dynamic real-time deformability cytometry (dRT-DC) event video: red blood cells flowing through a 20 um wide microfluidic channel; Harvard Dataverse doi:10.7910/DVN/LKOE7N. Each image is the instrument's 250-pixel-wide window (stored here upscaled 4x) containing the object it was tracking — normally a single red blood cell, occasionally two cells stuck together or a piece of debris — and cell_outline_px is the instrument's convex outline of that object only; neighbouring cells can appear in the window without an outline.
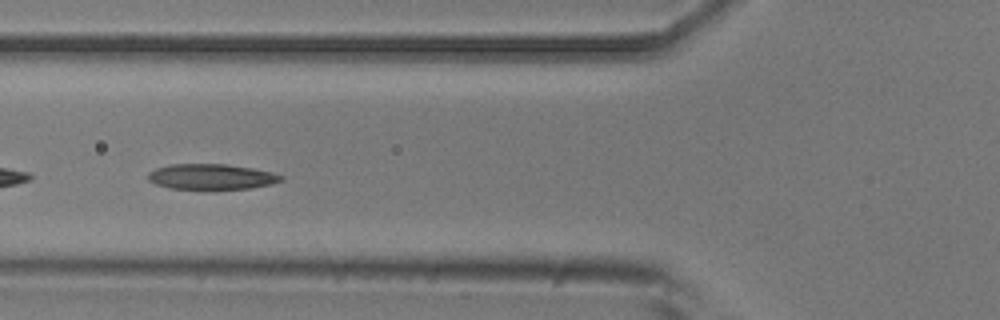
{"species": "common noctule bat (a hibernating species)", "species_latin": "Nyctalus noctula", "temperature_condition": "room temperature", "stored_images_in_passage": 30, "camera_frame_rate_fps": 3000, "um_per_image_px": 0.085, "animal": {"sex": "male", "body_mass_g": 20.5, "forearm_length_mm": 52.5}, "frame": {"image": 1, "passage_image": 19, "time_ms": 6.0, "image_size_px": [1000, 320], "cell_outline_px": [[284, 180], [272, 184], [252, 188], [172, 188], [156, 184], [148, 180], [148, 172], [156, 168], [168, 164], [228, 164], [252, 168], [272, 172], [284, 176]], "centroid_in_image_um": [17.99, 15.0], "position_along_channel_um": 107.8, "area_um2": 19.59}}
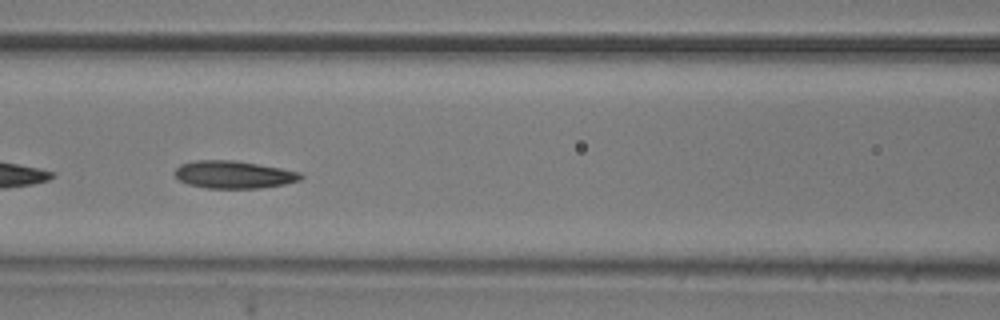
{"frame": {"image": 2, "passage_image": 22, "time_ms": 7.0, "image_size_px": [1000, 320], "cell_outline_px": [[304, 176], [300, 180], [284, 184], [260, 188], [204, 188], [188, 184], [180, 180], [176, 176], [176, 168], [180, 164], [196, 160], [236, 160], [280, 168], [300, 172]], "centroid_in_image_um": [19.87, 14.84], "position_along_channel_um": 146.7, "area_um2": 20.17}}